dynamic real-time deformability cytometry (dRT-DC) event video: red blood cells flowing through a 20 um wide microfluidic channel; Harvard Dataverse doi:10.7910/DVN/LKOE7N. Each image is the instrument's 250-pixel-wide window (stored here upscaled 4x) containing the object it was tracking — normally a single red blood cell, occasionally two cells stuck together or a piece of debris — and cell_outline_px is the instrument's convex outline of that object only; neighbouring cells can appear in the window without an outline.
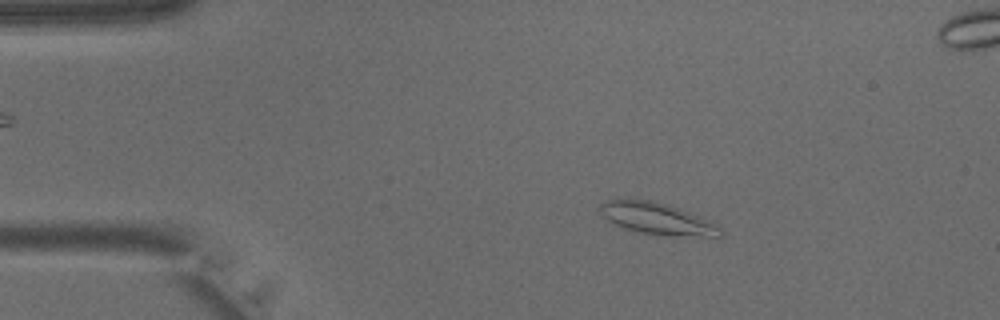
{"species": "common noctule bat (a hibernating species)", "species_latin": "Nyctalus noctula", "temperature_condition": "warm", "stored_images_in_passage": 42, "segment_of_instrument_passage": [1, 2], "camera_frame_rate_fps": 3000, "um_per_image_px": 0.085, "animal": {"sex": "male", "body_mass_g": 15.6}, "frame": {"image": 1, "passage_image": 7, "time_ms": 2.0, "image_size_px": [1000, 320], "cell_outline_px": [[724, 236], [704, 236], [640, 232], [624, 228], [608, 220], [596, 208], [604, 200], [656, 200], [668, 204], [688, 212], [720, 228], [724, 232]], "centroid_in_image_um": [55.77, 18.55], "position_along_channel_um": 29.2, "area_um2": 21.33}}
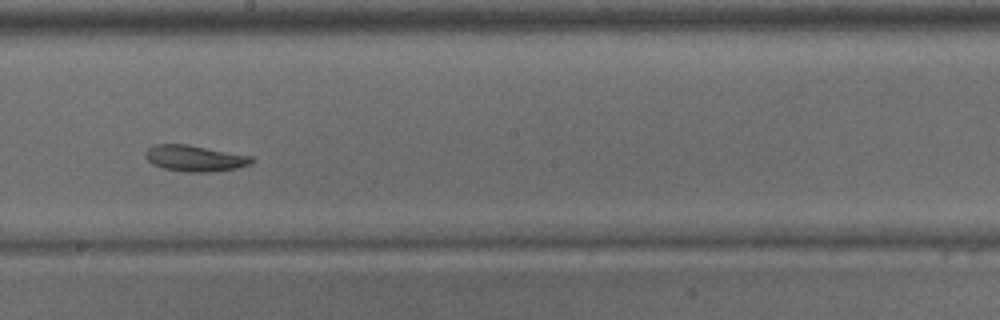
{"frame": {"image": 2, "passage_image": 23, "time_ms": 7.333, "image_size_px": [1000, 320], "cell_outline_px": [[252, 164], [236, 168], [208, 172], [188, 172], [164, 168], [152, 164], [144, 156], [144, 152], [152, 144], [188, 144], [252, 156]], "centroid_in_image_um": [16.53, 13.44], "position_along_channel_um": 231.7, "area_um2": 16.18}}
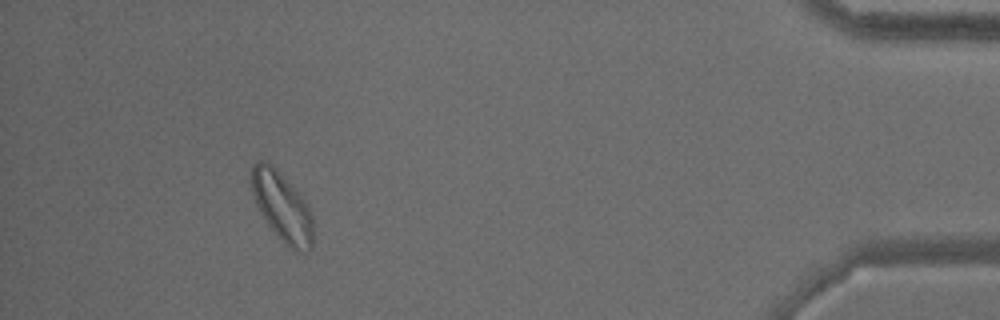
{"frame": {"image": 3, "passage_image": 38, "time_ms": 12.333, "image_size_px": [1000, 320], "cell_outline_px": [[312, 248], [300, 252], [284, 244], [268, 224], [260, 212], [256, 204], [252, 192], [252, 164], [260, 160], [264, 160], [272, 164], [276, 168], [308, 204], [312, 216]], "centroid_in_image_um": [23.97, 17.56], "position_along_channel_um": 411.2, "area_um2": 24.51}}